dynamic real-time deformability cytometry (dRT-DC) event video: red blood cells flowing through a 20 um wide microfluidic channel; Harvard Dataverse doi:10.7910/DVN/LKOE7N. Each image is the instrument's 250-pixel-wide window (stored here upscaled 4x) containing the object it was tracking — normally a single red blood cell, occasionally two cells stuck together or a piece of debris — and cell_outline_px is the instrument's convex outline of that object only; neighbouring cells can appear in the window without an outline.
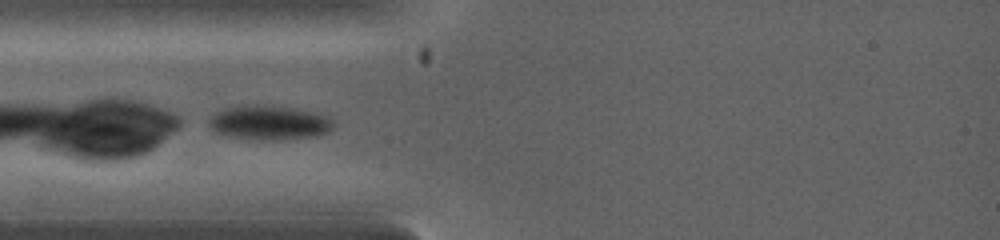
{"species": "common noctule bat (a hibernating species)", "species_latin": "Nyctalus noctula", "temperature_condition": "warm", "stored_images_in_passage": 10, "camera_frame_rate_fps": 5000, "um_per_image_px": 0.085, "animal": {"sex": "female", "body_mass_g": 19.0, "forearm_length_mm": 53.3}, "frame": {"image": 1, "passage_image": 2, "time_ms": 0.2, "image_size_px": [1000, 240], "cell_outline_px": [[336, 124], [328, 132], [316, 136], [280, 140], [260, 140], [232, 136], [216, 132], [208, 124], [208, 120], [216, 112], [224, 108], [288, 108], [308, 112], [324, 116], [332, 120]], "centroid_in_image_um": [22.9, 10.49], "position_along_channel_um": 62.1, "area_um2": 23.52}}
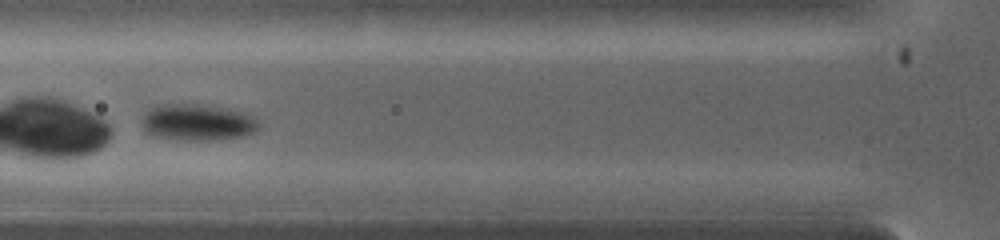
{"frame": {"image": 2, "passage_image": 6, "time_ms": 1.0, "image_size_px": [1000, 240], "cell_outline_px": [[260, 124], [252, 132], [244, 136], [212, 140], [172, 140], [152, 136], [144, 132], [144, 112], [148, 108], [160, 104], [200, 104], [228, 108], [244, 112], [252, 116]], "centroid_in_image_um": [16.74, 10.4], "position_along_channel_um": 109.1, "area_um2": 25.09}}
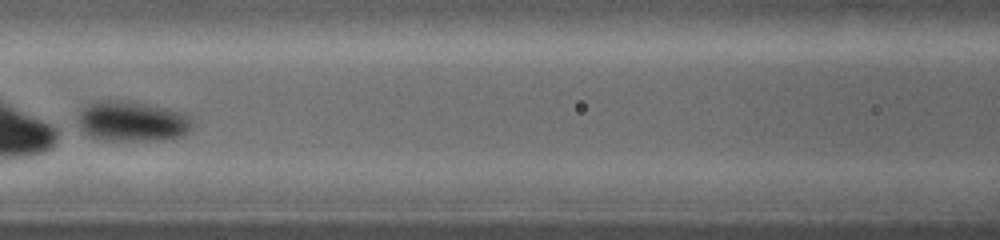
{"frame": {"image": 3, "passage_image": 9, "time_ms": 1.8, "image_size_px": [1000, 240], "cell_outline_px": [[192, 128], [180, 136], [164, 140], [100, 140], [88, 136], [80, 128], [76, 120], [80, 112], [88, 104], [100, 100], [128, 100], [188, 112], [192, 116]], "centroid_in_image_um": [11.25, 10.3], "position_along_channel_um": 155.3, "area_um2": 27.4}}